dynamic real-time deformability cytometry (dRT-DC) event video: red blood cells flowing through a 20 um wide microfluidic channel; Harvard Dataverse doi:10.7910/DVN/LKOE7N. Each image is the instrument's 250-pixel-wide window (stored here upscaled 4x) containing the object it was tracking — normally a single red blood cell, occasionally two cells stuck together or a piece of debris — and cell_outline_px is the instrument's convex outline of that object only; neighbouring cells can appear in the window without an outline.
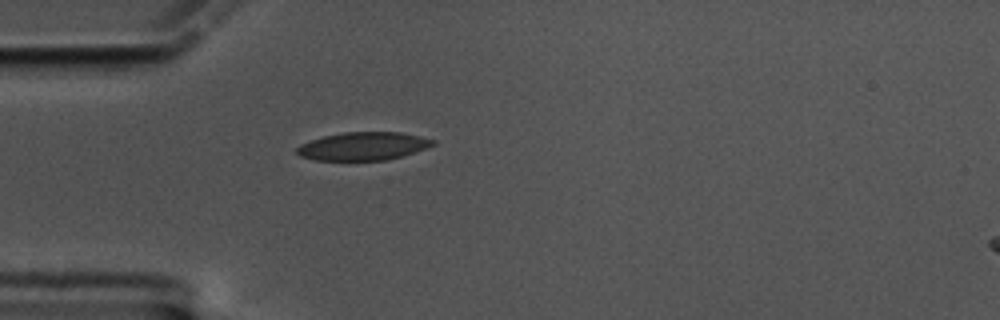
{"species": "common noctule bat (a hibernating species)", "species_latin": "Nyctalus noctula", "temperature_condition": "cold", "stored_images_in_passage": 43, "camera_frame_rate_fps": 3000, "um_per_image_px": 0.085, "animal": {"sex": "male", "body_mass_g": 17.5, "forearm_length_mm": 52.3}, "frame": {"image": 1, "passage_image": 1, "time_ms": 0.0, "image_size_px": [1000, 320], "cell_outline_px": [[436, 144], [400, 156], [384, 160], [312, 160], [300, 156], [296, 152], [296, 148], [300, 144], [324, 136], [344, 132], [400, 132], [420, 136], [436, 140]], "centroid_in_image_um": [30.84, 12.42], "position_along_channel_um": 54.2, "area_um2": 22.08}}
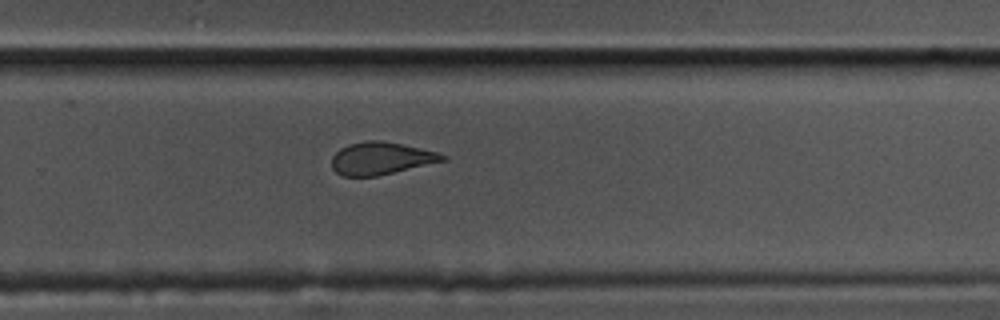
{"frame": {"image": 2, "passage_image": 23, "time_ms": 7.333, "image_size_px": [1000, 320], "cell_outline_px": [[448, 160], [376, 176], [344, 176], [336, 172], [332, 168], [332, 156], [340, 148], [348, 144], [368, 140], [380, 140], [420, 148], [436, 152], [448, 156]], "centroid_in_image_um": [32.38, 13.46], "position_along_channel_um": 297.4, "area_um2": 20.87}}
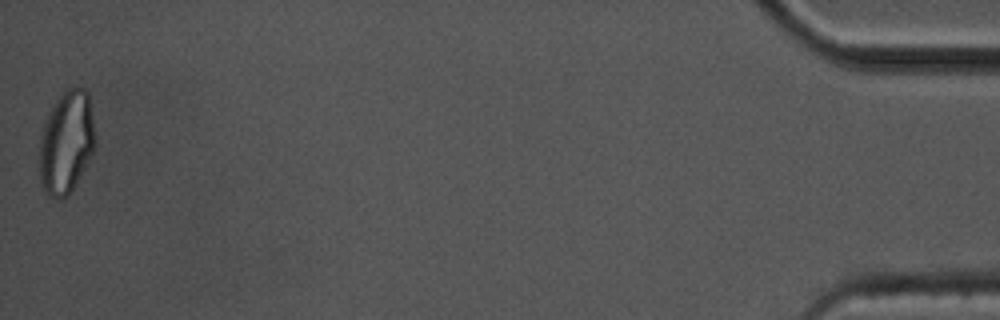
{"frame": {"image": 3, "passage_image": 43, "time_ms": 14.0, "image_size_px": [1000, 320], "cell_outline_px": [[96, 144], [84, 168], [68, 196], [64, 200], [56, 200], [48, 196], [44, 192], [40, 180], [40, 136], [44, 120], [48, 112], [64, 88], [84, 88], [88, 92]], "centroid_in_image_um": [5.61, 12.11], "position_along_channel_um": 429.6, "area_um2": 33.52}, "authors_computed_cell_mechanics": {"area_um2": 22.7154, "velocity_mm_per_s": 3.4075, "shape_relaxation_time_tau1_ms": 5.1901, "shape_relaxation_time_tau2_ms": 1.4758, "deformation_change_tau1": 0.1348, "deformation_change_tau2": 0.0684}}